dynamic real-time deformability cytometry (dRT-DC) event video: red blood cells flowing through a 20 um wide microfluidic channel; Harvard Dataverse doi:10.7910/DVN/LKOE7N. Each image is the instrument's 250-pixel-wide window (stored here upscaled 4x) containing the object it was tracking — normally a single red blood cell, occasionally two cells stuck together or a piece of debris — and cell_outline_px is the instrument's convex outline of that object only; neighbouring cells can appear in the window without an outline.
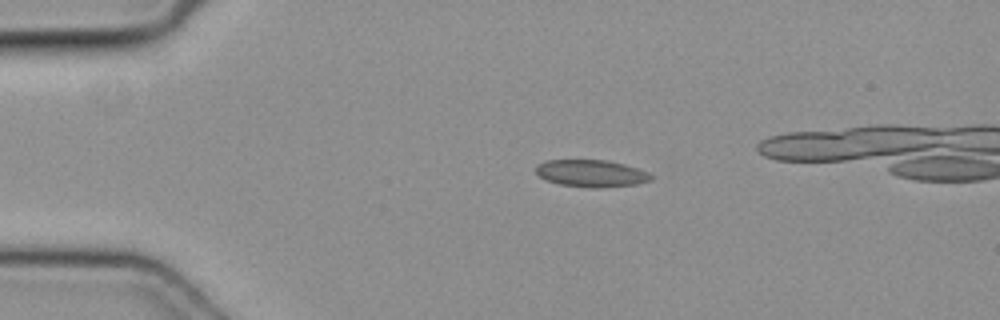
{"species": "common noctule bat (a hibernating species)", "species_latin": "Nyctalus noctula", "temperature_condition": "cold", "stored_images_in_passage": 8, "camera_frame_rate_fps": 3000, "um_per_image_px": 0.085, "animal": {"sex": "female", "body_mass_g": 19.3, "forearm_length_mm": 54.1}, "frame": {"image": 1, "passage_image": 1, "time_ms": 0.0, "image_size_px": [1000, 320], "cell_outline_px": [[656, 176], [652, 180], [636, 184], [604, 188], [592, 188], [560, 184], [544, 180], [536, 172], [536, 168], [540, 164], [548, 160], [608, 160], [624, 164], [648, 172]], "centroid_in_image_um": [50.31, 14.75], "position_along_channel_um": 34.7, "area_um2": 18.26}}